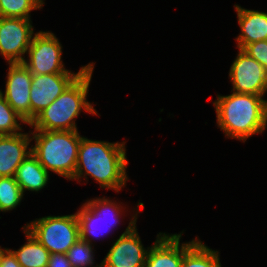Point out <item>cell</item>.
Wrapping results in <instances>:
<instances>
[{
  "mask_svg": "<svg viewBox=\"0 0 267 267\" xmlns=\"http://www.w3.org/2000/svg\"><path fill=\"white\" fill-rule=\"evenodd\" d=\"M126 140L119 142L101 141L81 137L78 148V160L74 177L71 181L87 184L89 176L99 188L119 193L127 186V152ZM86 181V182H85Z\"/></svg>",
  "mask_w": 267,
  "mask_h": 267,
  "instance_id": "1",
  "label": "cell"
},
{
  "mask_svg": "<svg viewBox=\"0 0 267 267\" xmlns=\"http://www.w3.org/2000/svg\"><path fill=\"white\" fill-rule=\"evenodd\" d=\"M217 94L212 101L216 112V125L225 138L240 142L267 129V99L264 96L230 92Z\"/></svg>",
  "mask_w": 267,
  "mask_h": 267,
  "instance_id": "2",
  "label": "cell"
},
{
  "mask_svg": "<svg viewBox=\"0 0 267 267\" xmlns=\"http://www.w3.org/2000/svg\"><path fill=\"white\" fill-rule=\"evenodd\" d=\"M95 68L92 62L47 108L28 125L33 130H78L76 120L82 112L101 116L88 101L89 87Z\"/></svg>",
  "mask_w": 267,
  "mask_h": 267,
  "instance_id": "3",
  "label": "cell"
},
{
  "mask_svg": "<svg viewBox=\"0 0 267 267\" xmlns=\"http://www.w3.org/2000/svg\"><path fill=\"white\" fill-rule=\"evenodd\" d=\"M32 154L42 167L65 180H72L78 160L81 133L71 131L30 130ZM34 143V145H33Z\"/></svg>",
  "mask_w": 267,
  "mask_h": 267,
  "instance_id": "4",
  "label": "cell"
},
{
  "mask_svg": "<svg viewBox=\"0 0 267 267\" xmlns=\"http://www.w3.org/2000/svg\"><path fill=\"white\" fill-rule=\"evenodd\" d=\"M117 201L118 198L115 200L102 195V197L87 199L80 205L81 207L76 211L79 219L80 239L96 245L93 243L95 240L105 235L109 236L110 232L112 235V231L117 230L128 213L125 203Z\"/></svg>",
  "mask_w": 267,
  "mask_h": 267,
  "instance_id": "5",
  "label": "cell"
},
{
  "mask_svg": "<svg viewBox=\"0 0 267 267\" xmlns=\"http://www.w3.org/2000/svg\"><path fill=\"white\" fill-rule=\"evenodd\" d=\"M34 237L50 252L66 254L80 238L79 219L75 213L49 215L36 218L24 225Z\"/></svg>",
  "mask_w": 267,
  "mask_h": 267,
  "instance_id": "6",
  "label": "cell"
},
{
  "mask_svg": "<svg viewBox=\"0 0 267 267\" xmlns=\"http://www.w3.org/2000/svg\"><path fill=\"white\" fill-rule=\"evenodd\" d=\"M143 208L144 203L139 200L135 208L133 207L134 210L128 211L131 217L128 226L111 244L101 260V267H144L150 246L144 247L136 224Z\"/></svg>",
  "mask_w": 267,
  "mask_h": 267,
  "instance_id": "7",
  "label": "cell"
},
{
  "mask_svg": "<svg viewBox=\"0 0 267 267\" xmlns=\"http://www.w3.org/2000/svg\"><path fill=\"white\" fill-rule=\"evenodd\" d=\"M52 31H38L33 36L22 64L31 74L82 73L92 62L83 65L78 72L68 70L63 62V46Z\"/></svg>",
  "mask_w": 267,
  "mask_h": 267,
  "instance_id": "8",
  "label": "cell"
},
{
  "mask_svg": "<svg viewBox=\"0 0 267 267\" xmlns=\"http://www.w3.org/2000/svg\"><path fill=\"white\" fill-rule=\"evenodd\" d=\"M35 30L31 19L0 17V55L7 63L24 61Z\"/></svg>",
  "mask_w": 267,
  "mask_h": 267,
  "instance_id": "9",
  "label": "cell"
},
{
  "mask_svg": "<svg viewBox=\"0 0 267 267\" xmlns=\"http://www.w3.org/2000/svg\"><path fill=\"white\" fill-rule=\"evenodd\" d=\"M237 52L228 73L231 91L265 97L267 73L264 67L244 50L238 49Z\"/></svg>",
  "mask_w": 267,
  "mask_h": 267,
  "instance_id": "10",
  "label": "cell"
},
{
  "mask_svg": "<svg viewBox=\"0 0 267 267\" xmlns=\"http://www.w3.org/2000/svg\"><path fill=\"white\" fill-rule=\"evenodd\" d=\"M7 76L1 94L8 104L29 124L31 122L30 90L32 74L22 63H7Z\"/></svg>",
  "mask_w": 267,
  "mask_h": 267,
  "instance_id": "11",
  "label": "cell"
},
{
  "mask_svg": "<svg viewBox=\"0 0 267 267\" xmlns=\"http://www.w3.org/2000/svg\"><path fill=\"white\" fill-rule=\"evenodd\" d=\"M180 233L159 232L150 245L144 267H181L183 255L200 239L195 236L190 241L182 242ZM182 242V243H181Z\"/></svg>",
  "mask_w": 267,
  "mask_h": 267,
  "instance_id": "12",
  "label": "cell"
},
{
  "mask_svg": "<svg viewBox=\"0 0 267 267\" xmlns=\"http://www.w3.org/2000/svg\"><path fill=\"white\" fill-rule=\"evenodd\" d=\"M80 74H32V86L30 90L31 121L58 98Z\"/></svg>",
  "mask_w": 267,
  "mask_h": 267,
  "instance_id": "13",
  "label": "cell"
},
{
  "mask_svg": "<svg viewBox=\"0 0 267 267\" xmlns=\"http://www.w3.org/2000/svg\"><path fill=\"white\" fill-rule=\"evenodd\" d=\"M31 134L0 135V177H14L22 161L32 153Z\"/></svg>",
  "mask_w": 267,
  "mask_h": 267,
  "instance_id": "14",
  "label": "cell"
},
{
  "mask_svg": "<svg viewBox=\"0 0 267 267\" xmlns=\"http://www.w3.org/2000/svg\"><path fill=\"white\" fill-rule=\"evenodd\" d=\"M240 33L235 38L237 49H244L248 44L267 40V12L247 9L234 5Z\"/></svg>",
  "mask_w": 267,
  "mask_h": 267,
  "instance_id": "15",
  "label": "cell"
},
{
  "mask_svg": "<svg viewBox=\"0 0 267 267\" xmlns=\"http://www.w3.org/2000/svg\"><path fill=\"white\" fill-rule=\"evenodd\" d=\"M14 177L23 194L26 191L41 192L50 180V174L32 153L22 161Z\"/></svg>",
  "mask_w": 267,
  "mask_h": 267,
  "instance_id": "16",
  "label": "cell"
},
{
  "mask_svg": "<svg viewBox=\"0 0 267 267\" xmlns=\"http://www.w3.org/2000/svg\"><path fill=\"white\" fill-rule=\"evenodd\" d=\"M26 242L19 249L9 248L22 267H47L50 252L24 226L21 227Z\"/></svg>",
  "mask_w": 267,
  "mask_h": 267,
  "instance_id": "17",
  "label": "cell"
},
{
  "mask_svg": "<svg viewBox=\"0 0 267 267\" xmlns=\"http://www.w3.org/2000/svg\"><path fill=\"white\" fill-rule=\"evenodd\" d=\"M181 267H222L220 252L208 247L199 239L183 255Z\"/></svg>",
  "mask_w": 267,
  "mask_h": 267,
  "instance_id": "18",
  "label": "cell"
},
{
  "mask_svg": "<svg viewBox=\"0 0 267 267\" xmlns=\"http://www.w3.org/2000/svg\"><path fill=\"white\" fill-rule=\"evenodd\" d=\"M24 195L15 177H0V212L15 210L20 206Z\"/></svg>",
  "mask_w": 267,
  "mask_h": 267,
  "instance_id": "19",
  "label": "cell"
},
{
  "mask_svg": "<svg viewBox=\"0 0 267 267\" xmlns=\"http://www.w3.org/2000/svg\"><path fill=\"white\" fill-rule=\"evenodd\" d=\"M45 0H0V17L31 19V12L43 9Z\"/></svg>",
  "mask_w": 267,
  "mask_h": 267,
  "instance_id": "20",
  "label": "cell"
},
{
  "mask_svg": "<svg viewBox=\"0 0 267 267\" xmlns=\"http://www.w3.org/2000/svg\"><path fill=\"white\" fill-rule=\"evenodd\" d=\"M22 125V126H21ZM29 123L0 96V135H14L25 131Z\"/></svg>",
  "mask_w": 267,
  "mask_h": 267,
  "instance_id": "21",
  "label": "cell"
},
{
  "mask_svg": "<svg viewBox=\"0 0 267 267\" xmlns=\"http://www.w3.org/2000/svg\"><path fill=\"white\" fill-rule=\"evenodd\" d=\"M95 245L87 241L78 239L67 251L66 255L72 267H101L100 263H95Z\"/></svg>",
  "mask_w": 267,
  "mask_h": 267,
  "instance_id": "22",
  "label": "cell"
},
{
  "mask_svg": "<svg viewBox=\"0 0 267 267\" xmlns=\"http://www.w3.org/2000/svg\"><path fill=\"white\" fill-rule=\"evenodd\" d=\"M250 57L258 61L267 73V40H260L248 44L243 49Z\"/></svg>",
  "mask_w": 267,
  "mask_h": 267,
  "instance_id": "23",
  "label": "cell"
},
{
  "mask_svg": "<svg viewBox=\"0 0 267 267\" xmlns=\"http://www.w3.org/2000/svg\"><path fill=\"white\" fill-rule=\"evenodd\" d=\"M0 267H22L13 252L7 248L0 246Z\"/></svg>",
  "mask_w": 267,
  "mask_h": 267,
  "instance_id": "24",
  "label": "cell"
},
{
  "mask_svg": "<svg viewBox=\"0 0 267 267\" xmlns=\"http://www.w3.org/2000/svg\"><path fill=\"white\" fill-rule=\"evenodd\" d=\"M47 267H72L66 254H50Z\"/></svg>",
  "mask_w": 267,
  "mask_h": 267,
  "instance_id": "25",
  "label": "cell"
}]
</instances>
